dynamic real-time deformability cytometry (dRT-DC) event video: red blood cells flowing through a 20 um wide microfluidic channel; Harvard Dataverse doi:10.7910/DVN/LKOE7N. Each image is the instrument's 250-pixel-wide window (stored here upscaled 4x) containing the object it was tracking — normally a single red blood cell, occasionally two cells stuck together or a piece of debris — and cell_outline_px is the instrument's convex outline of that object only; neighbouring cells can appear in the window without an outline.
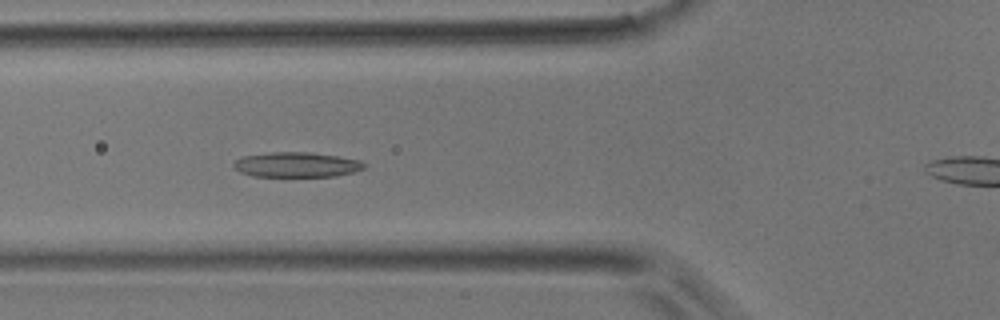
{"species": "common noctule bat (a hibernating species)", "species_latin": "Nyctalus noctula", "temperature_condition": "room temperature", "stored_images_in_passage": 34, "camera_frame_rate_fps": 3000, "um_per_image_px": 0.085, "animal": {"sex": "male", "body_mass_g": 17.9}, "frame": {"image": 1, "passage_image": 5, "time_ms": 1.333, "image_size_px": [1000, 320], "cell_outline_px": [[368, 164], [364, 168], [352, 172], [336, 176], [252, 176], [240, 172], [232, 168], [232, 164], [236, 160], [244, 156], [268, 152], [308, 152], [336, 156], [360, 160]], "centroid_in_image_um": [25.18, 14.0], "position_along_channel_um": 100.6, "area_um2": 19.02}}
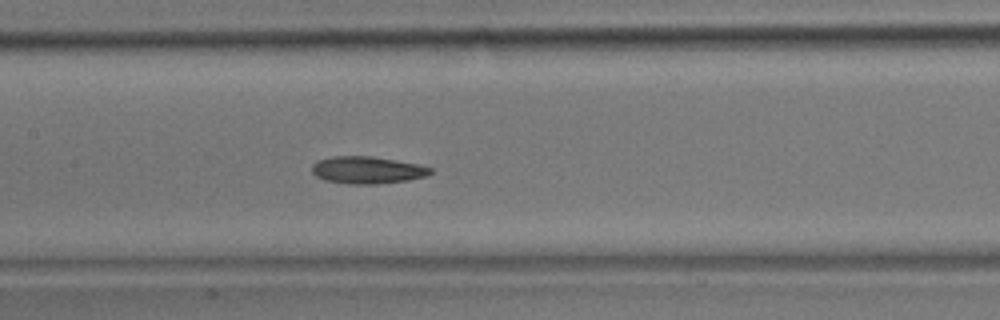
{"frame": {"image": 2, "passage_image": 10, "time_ms": 3.0, "image_size_px": [1000, 320], "cell_outline_px": [[432, 172], [428, 176], [408, 180], [376, 184], [348, 184], [324, 180], [316, 176], [312, 172], [312, 164], [316, 160], [336, 156], [372, 156], [420, 164], [432, 168]], "centroid_in_image_um": [31.23, 14.45], "position_along_channel_um": 176.2, "area_um2": 18.96}}
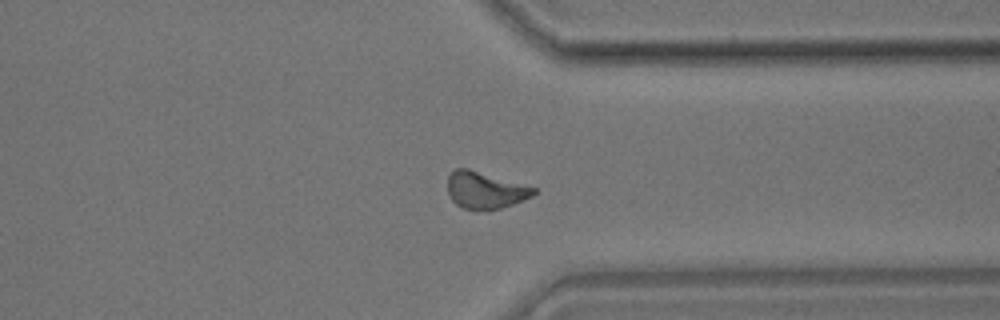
{"frame": {"image": 3, "passage_image": 23, "time_ms": 7.333, "image_size_px": [1000, 320], "cell_outline_px": [[536, 192], [532, 196], [512, 204], [488, 212], [460, 208], [448, 196], [448, 176], [456, 168], [468, 168], [536, 188]], "centroid_in_image_um": [41.2, 16.19], "position_along_channel_um": 370.2, "area_um2": 18.61}}